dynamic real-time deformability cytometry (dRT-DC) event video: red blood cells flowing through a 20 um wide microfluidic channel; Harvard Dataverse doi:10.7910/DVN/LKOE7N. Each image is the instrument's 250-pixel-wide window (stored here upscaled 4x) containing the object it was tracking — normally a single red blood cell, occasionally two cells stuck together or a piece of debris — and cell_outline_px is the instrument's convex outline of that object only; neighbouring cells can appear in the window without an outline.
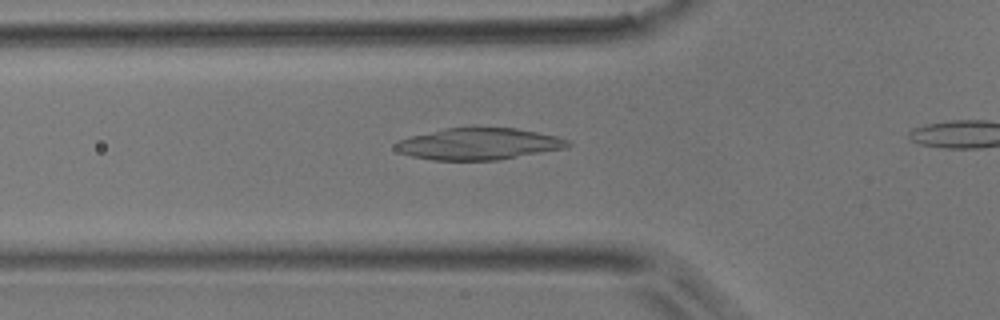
{"species": "common noctule bat (a hibernating species)", "species_latin": "Nyctalus noctula", "temperature_condition": "room temperature", "stored_images_in_passage": 18, "camera_frame_rate_fps": 3000, "um_per_image_px": 0.085, "animal": {"sex": "male", "body_mass_g": 17.9}, "frame": {"image": 1, "passage_image": 13, "time_ms": 4.0, "image_size_px": [1000, 320], "cell_outline_px": [[572, 144], [568, 148], [500, 160], [432, 160], [412, 156], [400, 152], [392, 148], [392, 144], [408, 136], [444, 128], [472, 124], [516, 128], [556, 136], [568, 140]], "centroid_in_image_um": [40.67, 12.19], "position_along_channel_um": 85.1, "area_um2": 33.06}}
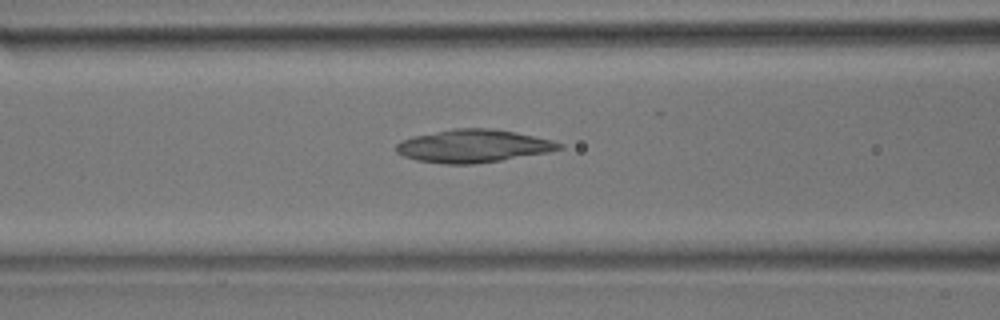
{"frame": {"image": 2, "passage_image": 16, "time_ms": 5.0, "image_size_px": [1000, 320], "cell_outline_px": [[564, 148], [548, 152], [476, 164], [444, 164], [416, 160], [404, 156], [396, 152], [396, 144], [400, 140], [412, 136], [456, 128], [492, 128], [516, 132], [552, 140], [564, 144]], "centroid_in_image_um": [40.22, 12.41], "position_along_channel_um": 126.4, "area_um2": 31.27}}